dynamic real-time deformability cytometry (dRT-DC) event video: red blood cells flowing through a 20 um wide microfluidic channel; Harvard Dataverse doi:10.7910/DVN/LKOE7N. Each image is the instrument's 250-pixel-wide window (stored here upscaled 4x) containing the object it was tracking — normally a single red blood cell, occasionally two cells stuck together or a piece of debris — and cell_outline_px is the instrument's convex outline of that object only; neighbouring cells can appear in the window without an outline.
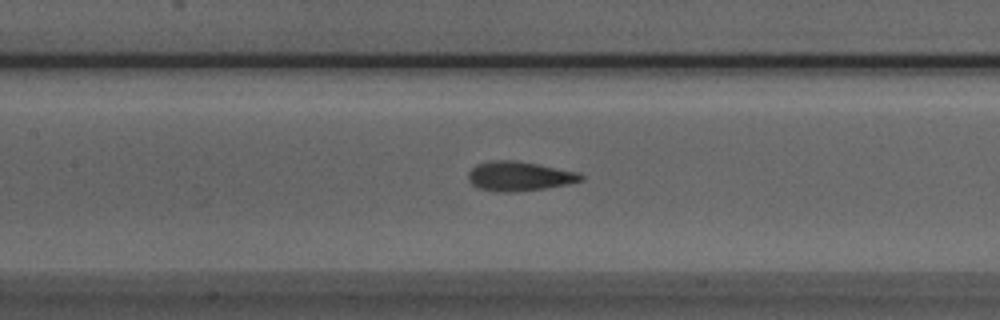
{"species": "Egyptian fruit bat (a non-hibernating species)", "species_latin": "Rousettus aegyptiacus", "temperature_condition": "room temperature", "stored_images_in_passage": 50, "camera_frame_rate_fps": 3000, "um_per_image_px": 0.085, "animal": {"sex": "male"}, "frame": {"image": 1, "passage_image": 22, "time_ms": 7.0, "image_size_px": [1000, 320], "cell_outline_px": [[584, 180], [568, 184], [544, 188], [516, 192], [496, 192], [480, 188], [472, 184], [468, 180], [468, 172], [476, 164], [496, 160], [512, 160], [536, 164], [580, 172], [584, 176]], "centroid_in_image_um": [44.15, 14.98], "position_along_channel_um": 163.3, "area_um2": 19.31}}
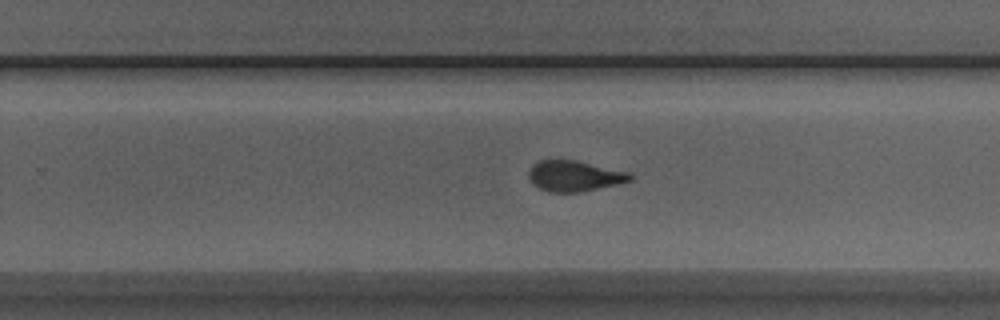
{"frame": {"image": 2, "passage_image": 31, "time_ms": 10.0, "image_size_px": [1000, 320], "cell_outline_px": [[636, 176], [632, 180], [616, 184], [580, 192], [548, 192], [532, 184], [528, 176], [528, 172], [532, 164], [540, 160], [576, 160], [628, 172]], "centroid_in_image_um": [48.8, 14.96], "position_along_channel_um": 281.0, "area_um2": 18.15}}
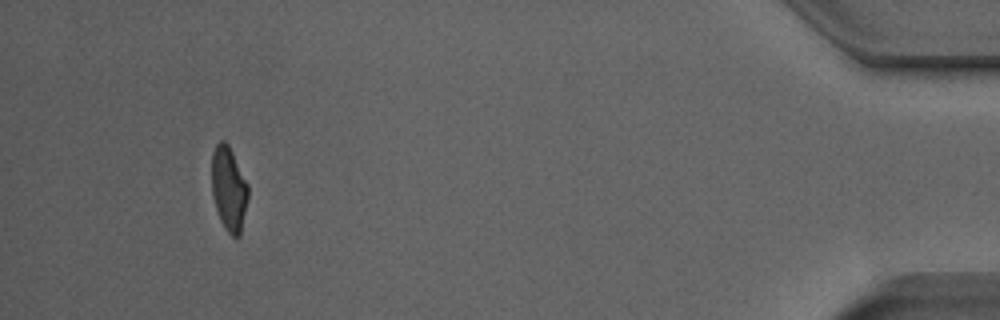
{"frame": {"image": 3, "passage_image": 47, "time_ms": 15.333, "image_size_px": [1000, 320], "cell_outline_px": [[248, 196], [240, 236], [232, 236], [224, 228], [220, 220], [216, 208], [212, 192], [212, 152], [216, 144], [220, 140], [224, 140], [228, 144], [248, 184]], "centroid_in_image_um": [19.44, 16.03], "position_along_channel_um": 415.8, "area_um2": 17.74}, "authors_computed_cell_mechanics": {"area_um2": 18.8717, "velocity_mm_per_s": 3.9391, "shape_relaxation_time_tau1_ms": 9.3582, "shape_relaxation_time_tau2_ms": 1.4262, "deformation_change_tau1": 0.2299, "deformation_change_tau2": 0.0711}}